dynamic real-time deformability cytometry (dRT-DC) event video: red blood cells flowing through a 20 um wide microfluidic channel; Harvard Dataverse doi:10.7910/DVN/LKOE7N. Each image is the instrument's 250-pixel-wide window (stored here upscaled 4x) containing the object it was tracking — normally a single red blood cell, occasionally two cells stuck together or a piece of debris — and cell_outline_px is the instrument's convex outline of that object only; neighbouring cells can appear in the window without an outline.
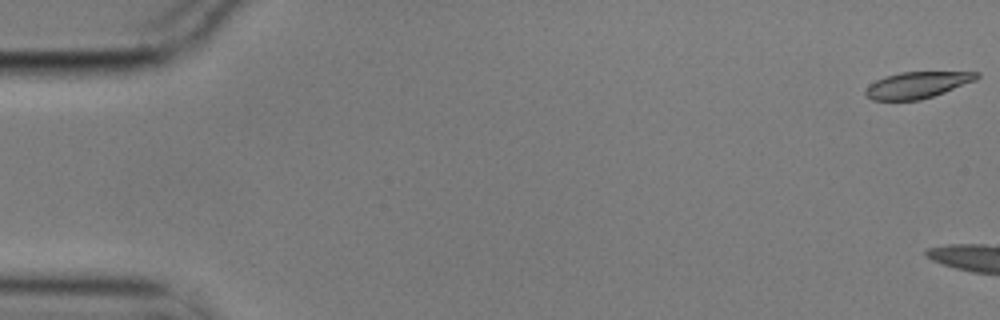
{"species": "common noctule bat (a hibernating species)", "species_latin": "Nyctalus noctula", "temperature_condition": "cold", "stored_images_in_passage": 5, "camera_frame_rate_fps": 3000, "um_per_image_px": 0.085, "animal": {"sex": "male", "body_mass_g": 17.9}, "frame": {"image": 1, "passage_image": 1, "time_ms": 0.0, "image_size_px": [1000, 320], "cell_outline_px": [[980, 76], [976, 80], [944, 92], [920, 100], [872, 100], [864, 92], [864, 88], [868, 84], [876, 80], [900, 72], [980, 72]], "centroid_in_image_um": [77.95, 7.22], "position_along_channel_um": 7.1, "area_um2": 16.99}}